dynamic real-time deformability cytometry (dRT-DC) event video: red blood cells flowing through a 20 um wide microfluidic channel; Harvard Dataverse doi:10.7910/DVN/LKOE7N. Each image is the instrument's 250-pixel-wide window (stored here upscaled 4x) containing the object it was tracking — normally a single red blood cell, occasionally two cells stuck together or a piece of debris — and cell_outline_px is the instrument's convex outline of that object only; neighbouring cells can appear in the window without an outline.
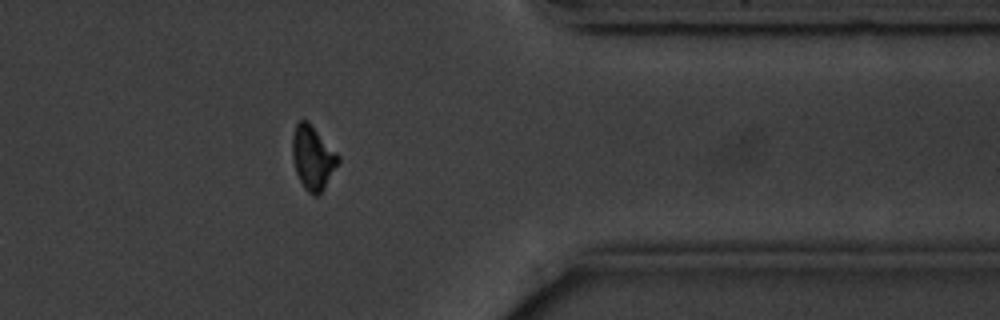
{"species": "common noctule bat (a hibernating species)", "species_latin": "Nyctalus noctula", "temperature_condition": "cold", "stored_images_in_passage": 10, "camera_frame_rate_fps": 3000, "um_per_image_px": 0.085, "animal": {"sex": "male", "body_mass_g": 20.1, "forearm_length_mm": 53.5}, "frame": {"image": 1, "passage_image": 10, "time_ms": 10.333, "image_size_px": [1000, 320], "cell_outline_px": [[340, 160], [324, 188], [316, 196], [312, 196], [304, 188], [296, 172], [292, 156], [292, 136], [296, 124], [300, 120], [308, 120], [340, 156]], "centroid_in_image_um": [26.58, 13.39], "position_along_channel_um": 384.8, "area_um2": 16.99}, "authors_computed_cell_mechanics": {"area_um2": 18.0047, "velocity_mm_per_s": 3.5771, "shape_relaxation_time_tau1_ms": 1.3714, "shape_relaxation_time_tau2_ms": null, "deformation_change_tau1": 0.0817, "deformation_change_tau2": null}}